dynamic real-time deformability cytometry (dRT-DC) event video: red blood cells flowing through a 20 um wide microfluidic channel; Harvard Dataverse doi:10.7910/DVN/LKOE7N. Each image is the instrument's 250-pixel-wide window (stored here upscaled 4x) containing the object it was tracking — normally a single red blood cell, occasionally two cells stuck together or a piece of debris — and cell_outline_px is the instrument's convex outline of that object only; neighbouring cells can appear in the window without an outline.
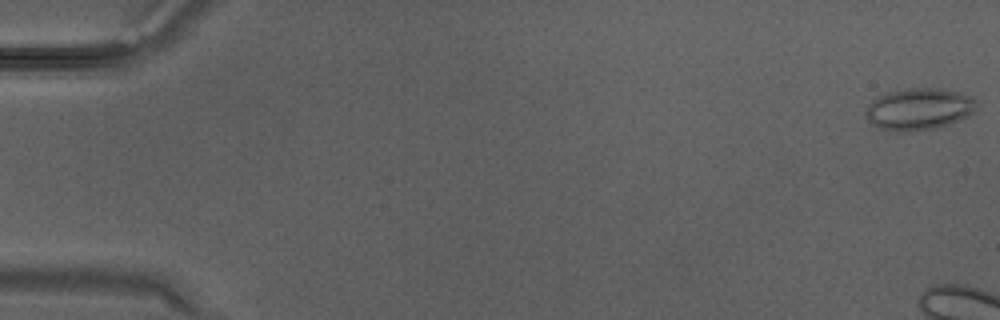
{"species": "Egyptian fruit bat (a non-hibernating species)", "species_latin": "Rousettus aegyptiacus", "temperature_condition": "warm", "stored_images_in_passage": 5, "camera_frame_rate_fps": 3000, "um_per_image_px": 0.085, "animal": {"sex": "male"}, "frame": {"image": 1, "passage_image": 1, "time_ms": 0.0, "image_size_px": [1000, 320], "cell_outline_px": [[976, 112], [968, 116], [948, 124], [936, 128], [896, 132], [880, 128], [872, 124], [868, 120], [864, 112], [868, 104], [876, 96], [888, 92], [908, 88], [936, 88], [960, 92], [972, 96], [976, 100]], "centroid_in_image_um": [78.1, 9.26], "position_along_channel_um": 6.9, "area_um2": 27.17}}